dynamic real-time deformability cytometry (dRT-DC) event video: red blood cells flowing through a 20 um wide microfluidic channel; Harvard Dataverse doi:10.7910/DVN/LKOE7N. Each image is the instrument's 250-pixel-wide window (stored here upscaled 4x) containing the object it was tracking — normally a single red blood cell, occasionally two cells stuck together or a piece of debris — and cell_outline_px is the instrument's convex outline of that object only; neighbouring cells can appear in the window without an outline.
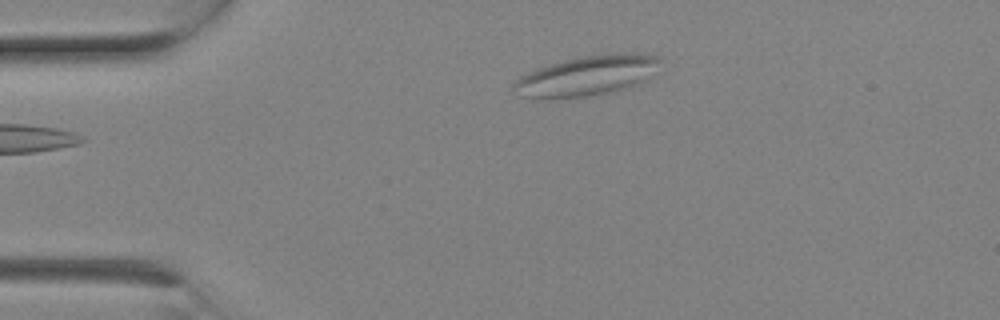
{"species": "Egyptian fruit bat (a non-hibernating species)", "species_latin": "Rousettus aegyptiacus", "temperature_condition": "room temperature", "stored_images_in_passage": 2, "camera_frame_rate_fps": 3000, "um_per_image_px": 0.085, "animal": {"sex": "female"}, "frame": {"image": 1, "passage_image": 2, "time_ms": 0.333, "image_size_px": [1000, 320], "cell_outline_px": [[660, 60], [644, 80], [640, 84], [612, 92], [584, 96], [524, 96], [512, 88], [512, 84], [520, 76], [540, 68], [564, 60], [580, 56], [616, 52], [636, 52], [660, 56]], "centroid_in_image_um": [49.96, 6.38], "position_along_channel_um": 35.0, "area_um2": 33.12}}